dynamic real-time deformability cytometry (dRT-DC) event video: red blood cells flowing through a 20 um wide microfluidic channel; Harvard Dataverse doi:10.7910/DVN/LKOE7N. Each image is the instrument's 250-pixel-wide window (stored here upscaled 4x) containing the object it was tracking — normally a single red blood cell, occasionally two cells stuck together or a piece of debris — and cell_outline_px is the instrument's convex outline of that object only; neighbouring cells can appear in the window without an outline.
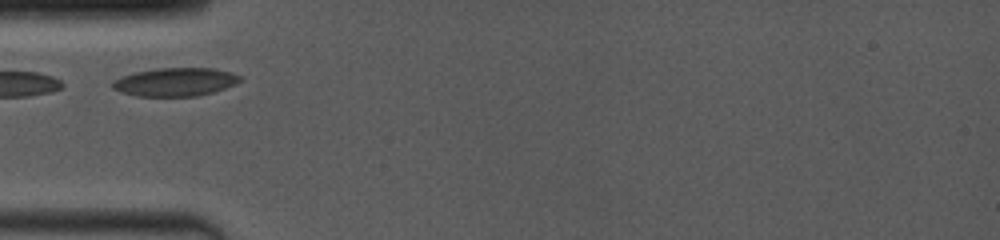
{"species": "common noctule bat (a hibernating species)", "species_latin": "Nyctalus noctula", "temperature_condition": "room temperature", "stored_images_in_passage": 19, "camera_frame_rate_fps": 4000, "um_per_image_px": 0.085, "animal": {"sex": "female", "body_mass_g": 19.0, "forearm_length_mm": 53.3}, "frame": {"image": 1, "passage_image": 1, "time_ms": 0.0, "image_size_px": [1000, 240], "cell_outline_px": [[244, 80], [236, 84], [200, 96], [136, 96], [120, 92], [112, 88], [112, 84], [116, 80], [124, 76], [136, 72], [156, 68], [212, 68], [244, 76]], "centroid_in_image_um": [14.95, 6.97], "position_along_channel_um": 70.0, "area_um2": 21.04}}
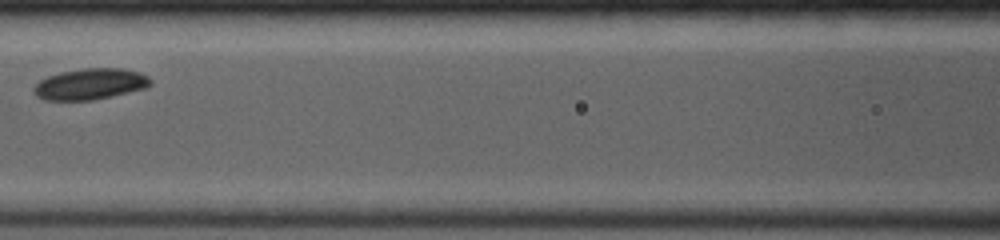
{"frame": {"image": 2, "passage_image": 4, "time_ms": 2.25, "image_size_px": [1000, 240], "cell_outline_px": [[152, 84], [148, 88], [112, 96], [92, 100], [44, 100], [36, 96], [32, 92], [32, 88], [40, 80], [48, 76], [60, 72], [84, 68], [124, 68], [140, 72], [148, 76], [152, 80]], "centroid_in_image_um": [7.69, 7.14], "position_along_channel_um": 158.9, "area_um2": 21.44}}